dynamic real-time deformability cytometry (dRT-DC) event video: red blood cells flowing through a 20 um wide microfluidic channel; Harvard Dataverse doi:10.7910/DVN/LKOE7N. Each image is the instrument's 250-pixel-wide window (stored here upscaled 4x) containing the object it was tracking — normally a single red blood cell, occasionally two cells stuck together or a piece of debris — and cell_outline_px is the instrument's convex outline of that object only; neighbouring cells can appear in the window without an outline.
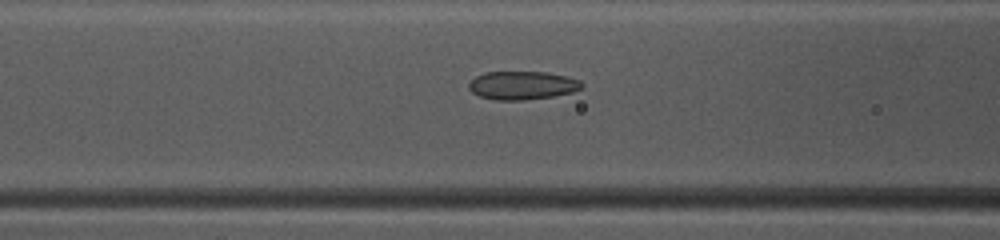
{"species": "common noctule bat (a hibernating species)", "species_latin": "Nyctalus noctula", "temperature_condition": "warm", "stored_images_in_passage": 48, "camera_frame_rate_fps": 3000, "um_per_image_px": 0.085, "animal": {"sex": "female", "body_mass_g": 10.0, "forearm_length_mm": 53.1}, "frame": {"image": 1, "passage_image": 19, "time_ms": 6.0, "image_size_px": [1000, 240], "cell_outline_px": [[584, 88], [572, 92], [552, 96], [524, 100], [496, 100], [480, 96], [472, 92], [468, 88], [468, 84], [476, 76], [484, 72], [548, 72], [568, 76], [580, 80], [584, 84]], "centroid_in_image_um": [44.43, 7.25], "position_along_channel_um": 122.2, "area_um2": 18.79}}
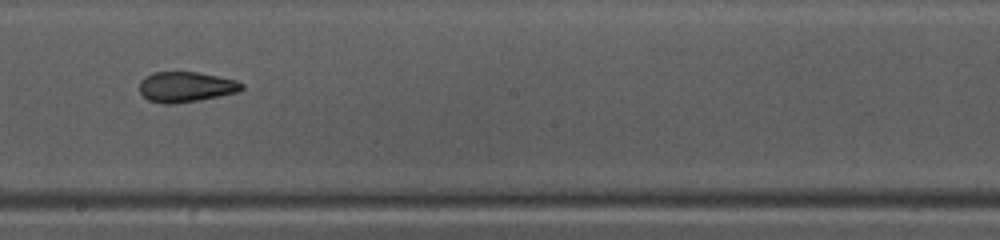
{"frame": {"image": 2, "passage_image": 27, "time_ms": 8.667, "image_size_px": [1000, 240], "cell_outline_px": [[244, 88], [240, 92], [200, 100], [172, 104], [164, 104], [148, 100], [140, 92], [140, 80], [144, 76], [152, 72], [196, 72], [236, 80], [244, 84]], "centroid_in_image_um": [15.81, 7.39], "position_along_channel_um": 232.4, "area_um2": 18.21}}
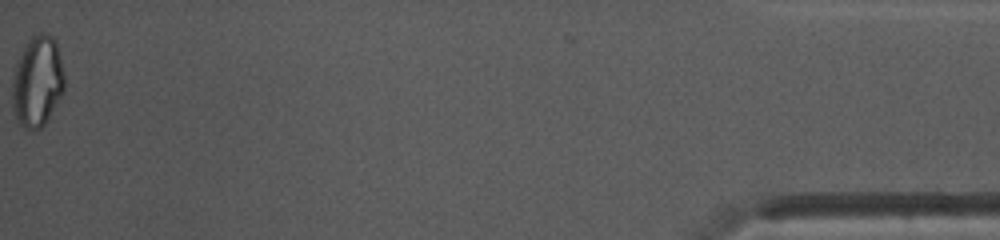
{"frame": {"image": 3, "passage_image": 48, "time_ms": 15.667, "image_size_px": [1000, 240], "cell_outline_px": [[64, 92], [44, 124], [40, 128], [32, 132], [24, 128], [20, 124], [12, 108], [12, 80], [16, 64], [24, 44], [32, 36], [40, 32], [48, 32], [56, 40], [60, 56], [64, 76]], "centroid_in_image_um": [3.17, 6.91], "position_along_channel_um": 432.0, "area_um2": 27.92}, "authors_computed_cell_mechanics": {"area_um2": 19.6231, "velocity_mm_per_s": 4.1218, "shape_relaxation_time_tau1_ms": null, "shape_relaxation_time_tau2_ms": 2.0258, "deformation_change_tau1": null, "deformation_change_tau2": 0.0726}}